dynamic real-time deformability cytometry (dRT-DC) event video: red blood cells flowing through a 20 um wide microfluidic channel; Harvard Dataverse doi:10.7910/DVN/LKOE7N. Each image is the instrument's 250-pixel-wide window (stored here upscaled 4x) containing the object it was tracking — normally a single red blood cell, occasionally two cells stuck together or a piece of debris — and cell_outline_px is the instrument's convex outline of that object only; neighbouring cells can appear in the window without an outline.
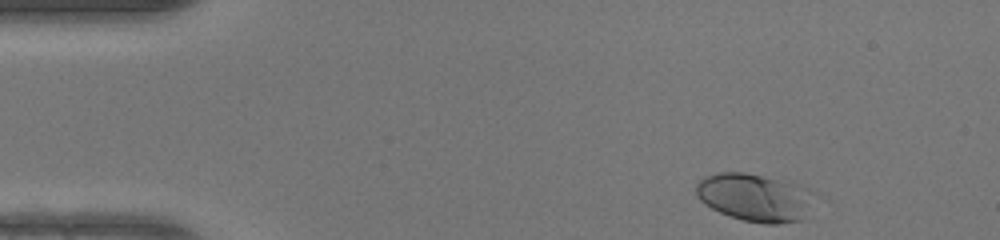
{"species": "human", "species_latin": "Homo sapiens", "temperature_condition": "warm", "stored_images_in_passage": 44, "camera_frame_rate_fps": 3000, "um_per_image_px": 0.085, "donor": {"sex": "female"}, "frame": {"image": 1, "passage_image": 1, "time_ms": 0.0, "image_size_px": [1000, 240], "cell_outline_px": [[812, 192], [800, 220], [780, 224], [764, 224], [744, 220], [720, 212], [704, 204], [696, 196], [696, 184], [704, 176], [716, 172], [744, 172], [792, 180], [808, 188]], "centroid_in_image_um": [64.1, 16.73], "position_along_channel_um": 20.9, "area_um2": 32.89}}
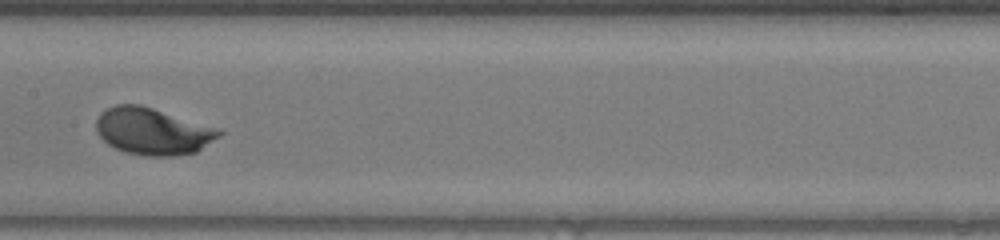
{"frame": {"image": 2, "passage_image": 20, "time_ms": 6.333, "image_size_px": [1000, 240], "cell_outline_px": [[224, 132], [220, 136], [196, 152], [176, 156], [144, 156], [128, 152], [116, 148], [108, 144], [96, 132], [96, 120], [100, 112], [116, 104], [140, 104], [220, 128]], "centroid_in_image_um": [13.0, 11.15], "position_along_channel_um": 194.4, "area_um2": 33.7}}
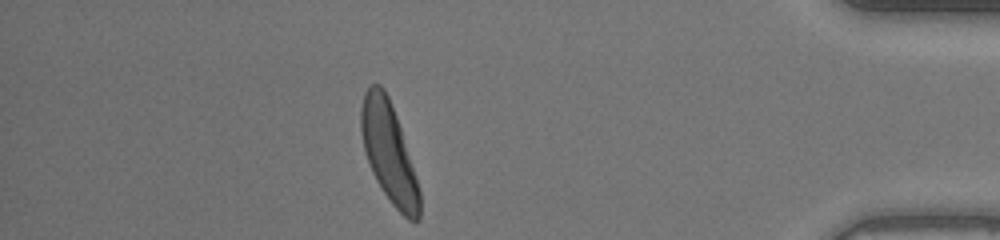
{"frame": {"image": 3, "passage_image": 38, "time_ms": 12.333, "image_size_px": [1000, 240], "cell_outline_px": [[420, 220], [408, 220], [392, 204], [376, 180], [372, 172], [364, 152], [360, 132], [360, 108], [364, 92], [372, 84], [380, 84], [384, 88], [388, 96], [396, 116], [400, 128], [420, 192]], "centroid_in_image_um": [33.02, 12.94], "position_along_channel_um": 402.2, "area_um2": 33.58}, "authors_computed_cell_mechanics": {"area_um2": 32.2235, "velocity_mm_per_s": 4.2331, "shape_relaxation_time_tau1_ms": 1.3317, "shape_relaxation_time_tau2_ms": null, "deformation_change_tau1": 0.1094, "deformation_change_tau2": null}}